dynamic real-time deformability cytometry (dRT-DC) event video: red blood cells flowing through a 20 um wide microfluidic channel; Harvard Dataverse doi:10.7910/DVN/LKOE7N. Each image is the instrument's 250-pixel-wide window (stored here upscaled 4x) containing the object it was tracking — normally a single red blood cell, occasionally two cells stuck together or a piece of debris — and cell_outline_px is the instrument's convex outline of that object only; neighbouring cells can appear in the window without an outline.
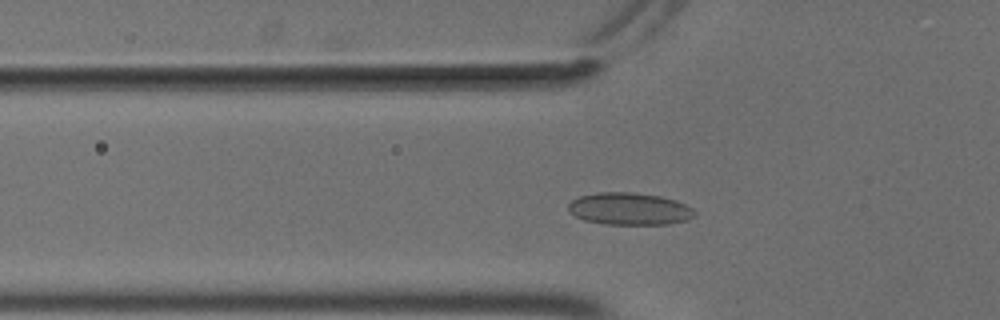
{"species": "common noctule bat (a hibernating species)", "species_latin": "Nyctalus noctula", "temperature_condition": "cold", "stored_images_in_passage": 35, "camera_frame_rate_fps": 3000, "um_per_image_px": 0.085, "animal": {"sex": "male", "body_mass_g": 18.8}, "frame": {"image": 1, "passage_image": 3, "time_ms": 0.667, "image_size_px": [1000, 320], "cell_outline_px": [[696, 216], [688, 220], [668, 224], [604, 224], [584, 220], [576, 216], [568, 208], [568, 204], [572, 200], [580, 196], [596, 192], [632, 192], [660, 196], [676, 200], [692, 208], [696, 212]], "centroid_in_image_um": [53.53, 17.75], "position_along_channel_um": 72.3, "area_um2": 23.76}}
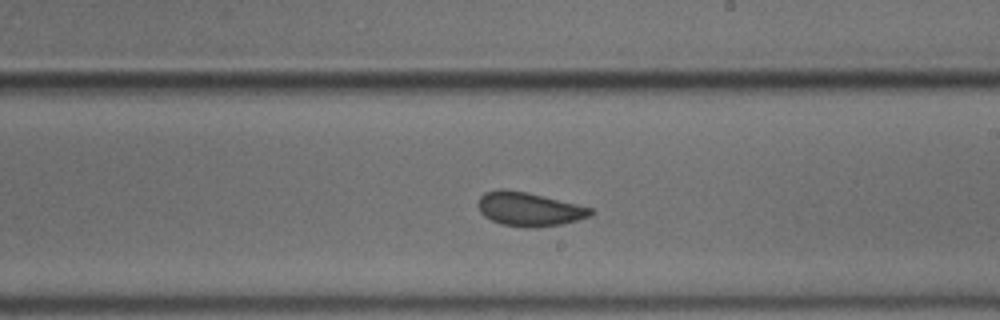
{"frame": {"image": 2, "passage_image": 17, "time_ms": 5.333, "image_size_px": [1000, 320], "cell_outline_px": [[596, 212], [588, 216], [576, 220], [560, 224], [532, 228], [524, 228], [500, 224], [484, 216], [480, 212], [476, 204], [480, 196], [484, 192], [500, 188], [504, 188], [524, 192], [576, 204], [592, 208]], "centroid_in_image_um": [44.9, 17.78], "position_along_channel_um": 244.1, "area_um2": 22.14}}
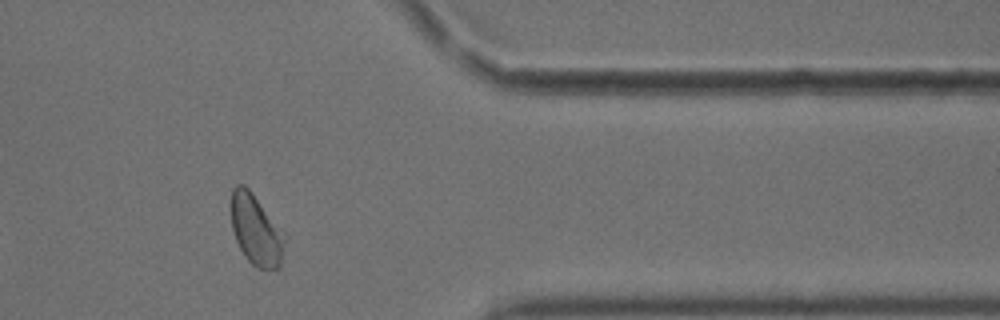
{"frame": {"image": 3, "passage_image": 30, "time_ms": 9.667, "image_size_px": [1000, 320], "cell_outline_px": [[288, 236], [280, 264], [276, 268], [256, 268], [244, 256], [236, 240], [232, 228], [228, 204], [232, 188], [236, 184], [244, 184], [248, 188]], "centroid_in_image_um": [21.73, 19.5], "position_along_channel_um": 389.7, "area_um2": 22.6}, "authors_computed_cell_mechanics": {"area_um2": 21.9062, "velocity_mm_per_s": 3.6801, "shape_relaxation_time_tau1_ms": 9.5619, "shape_relaxation_time_tau2_ms": 1.1289, "deformation_change_tau1": 0.1509, "deformation_change_tau2": 0.0461}}